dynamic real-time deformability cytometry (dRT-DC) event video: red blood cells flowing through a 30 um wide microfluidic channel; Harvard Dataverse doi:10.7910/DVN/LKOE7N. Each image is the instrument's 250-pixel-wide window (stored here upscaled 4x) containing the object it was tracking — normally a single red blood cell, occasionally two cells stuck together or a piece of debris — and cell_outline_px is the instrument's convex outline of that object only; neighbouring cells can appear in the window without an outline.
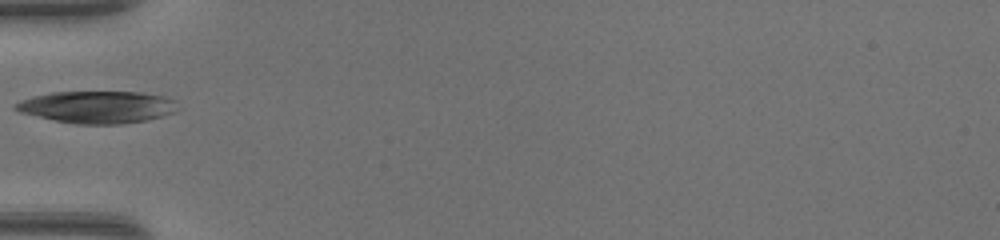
{"species": "common noctule bat (a hibernating species)", "species_latin": "Nyctalus noctula", "temperature_condition": "warm", "stored_images_in_passage": 21, "camera_frame_rate_fps": 3000, "um_per_image_px": 0.085, "animal": {"sex": "female", "body_mass_g": 17.0, "forearm_length_mm": 48.0}, "frame": {"image": 1, "passage_image": 1, "time_ms": 0.0, "image_size_px": [1000, 240], "cell_outline_px": [[176, 112], [144, 120], [120, 124], [76, 124], [56, 120], [20, 112], [12, 108], [12, 104], [20, 100], [32, 96], [52, 92], [140, 92], [164, 96], [176, 100]], "centroid_in_image_um": [8.24, 9.09], "position_along_channel_um": 76.8, "area_um2": 30.29}}